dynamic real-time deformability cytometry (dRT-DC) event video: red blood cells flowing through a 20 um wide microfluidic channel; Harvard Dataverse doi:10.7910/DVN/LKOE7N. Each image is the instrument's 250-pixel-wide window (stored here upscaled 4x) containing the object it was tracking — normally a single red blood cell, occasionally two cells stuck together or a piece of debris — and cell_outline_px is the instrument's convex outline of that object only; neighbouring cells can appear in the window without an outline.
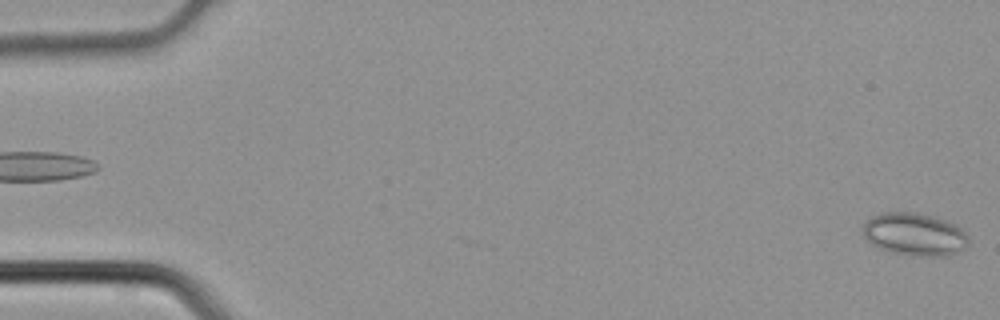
{"species": "common noctule bat (a hibernating species)", "species_latin": "Nyctalus noctula", "temperature_condition": "cold", "stored_images_in_passage": 2, "camera_frame_rate_fps": 3000, "um_per_image_px": 0.085, "animal": {"sex": "male", "body_mass_g": 21.5, "forearm_length_mm": 52.0}, "frame": {"image": 1, "passage_image": 2, "time_ms": 0.333, "image_size_px": [1000, 320], "cell_outline_px": [[968, 244], [964, 248], [952, 256], [920, 256], [892, 252], [880, 248], [872, 244], [864, 236], [860, 228], [872, 216], [884, 212], [916, 212], [932, 216], [956, 224], [968, 236]], "centroid_in_image_um": [77.74, 19.91], "position_along_channel_um": 7.3, "area_um2": 26.36}}